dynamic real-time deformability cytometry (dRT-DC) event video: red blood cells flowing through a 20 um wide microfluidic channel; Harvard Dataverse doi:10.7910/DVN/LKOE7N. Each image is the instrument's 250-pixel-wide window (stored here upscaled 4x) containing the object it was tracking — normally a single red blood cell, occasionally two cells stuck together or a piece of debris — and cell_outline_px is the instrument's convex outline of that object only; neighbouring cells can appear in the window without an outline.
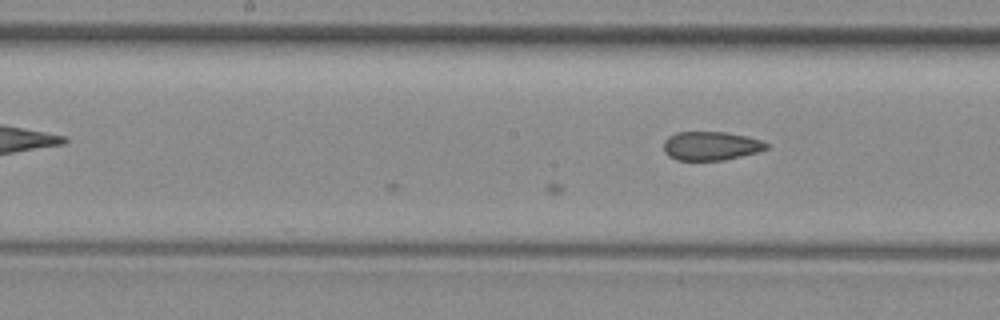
{"species": "common noctule bat (a hibernating species)", "species_latin": "Nyctalus noctula", "temperature_condition": "room temperature", "stored_images_in_passage": 17, "camera_frame_rate_fps": 3000, "um_per_image_px": 0.085, "animal": {"sex": "female", "body_mass_g": 29.2, "forearm_length_mm": 56.3}, "frame": {"image": 1, "passage_image": 17, "time_ms": 5.333, "image_size_px": [1000, 320], "cell_outline_px": [[768, 148], [756, 152], [724, 160], [676, 160], [668, 156], [664, 152], [664, 140], [668, 136], [676, 132], [724, 132], [744, 136], [760, 140], [768, 144]], "centroid_in_image_um": [60.37, 12.4], "position_along_channel_um": 187.8, "area_um2": 17.11}}